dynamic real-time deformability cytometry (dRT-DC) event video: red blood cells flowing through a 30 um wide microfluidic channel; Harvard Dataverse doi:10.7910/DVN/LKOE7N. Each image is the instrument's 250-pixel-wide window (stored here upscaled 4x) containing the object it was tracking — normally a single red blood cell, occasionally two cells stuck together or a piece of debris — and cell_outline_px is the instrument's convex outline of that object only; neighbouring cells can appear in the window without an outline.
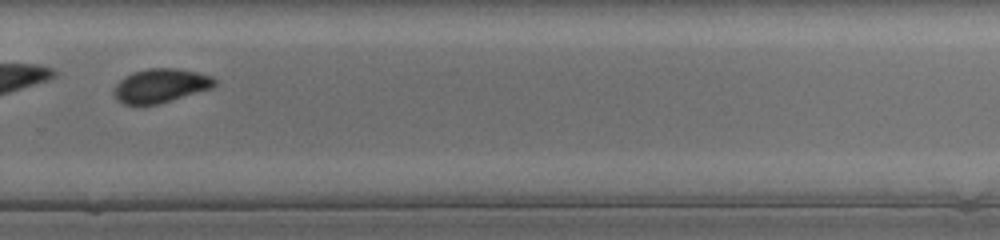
{"species": "common noctule bat (a hibernating species)", "species_latin": "Nyctalus noctula", "temperature_condition": "cold", "stored_images_in_passage": 35, "camera_frame_rate_fps": 3000, "um_per_image_px": 0.085, "animal": {"sex": "female", "body_mass_g": 17.0, "forearm_length_mm": 48.0}, "frame": {"image": 1, "passage_image": 20, "time_ms": 6.333, "image_size_px": [1000, 240], "cell_outline_px": [[216, 80], [208, 88], [168, 100], [152, 104], [128, 104], [120, 100], [116, 96], [116, 88], [128, 76], [136, 72], [152, 68], [168, 68], [192, 72], [208, 76]], "centroid_in_image_um": [13.64, 7.27], "position_along_channel_um": 316.2, "area_um2": 18.03}}
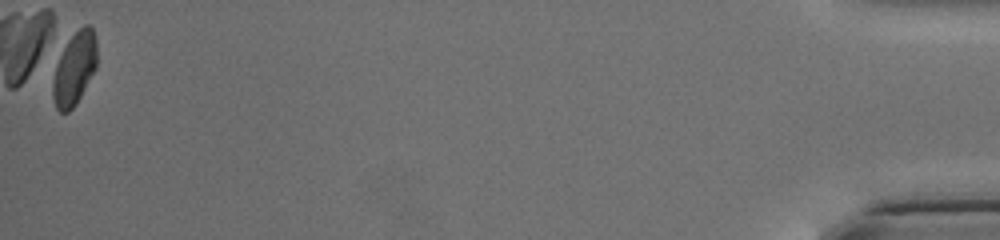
{"frame": {"image": 2, "passage_image": 35, "time_ms": 11.333, "image_size_px": [1000, 240], "cell_outline_px": [[96, 68], [80, 96], [72, 108], [68, 112], [60, 112], [56, 108], [52, 92], [52, 88], [56, 68], [60, 56], [68, 36], [84, 24], [88, 24], [92, 28], [96, 44]], "centroid_in_image_um": [6.33, 5.78], "position_along_channel_um": 428.9, "area_um2": 18.44}}